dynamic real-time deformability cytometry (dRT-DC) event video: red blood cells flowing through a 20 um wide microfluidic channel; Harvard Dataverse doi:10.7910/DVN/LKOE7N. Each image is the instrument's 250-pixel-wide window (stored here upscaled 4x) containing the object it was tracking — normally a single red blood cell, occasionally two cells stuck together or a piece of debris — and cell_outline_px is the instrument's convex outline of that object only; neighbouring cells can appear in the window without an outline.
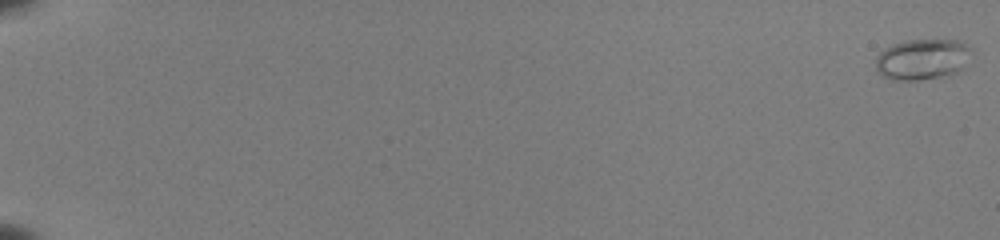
{"species": "common noctule bat (a hibernating species)", "species_latin": "Nyctalus noctula", "temperature_condition": "room temperature", "stored_images_in_passage": 55, "camera_frame_rate_fps": 3000, "um_per_image_px": 0.085, "animal": {"sex": "female", "body_mass_g": 22.0, "forearm_length_mm": 56.7}, "frame": {"image": 1, "passage_image": 1, "time_ms": 0.0, "image_size_px": [1000, 240], "cell_outline_px": [[972, 48], [960, 68], [956, 72], [948, 76], [920, 80], [888, 80], [876, 72], [876, 56], [884, 48], [892, 44], [904, 40], [956, 40]], "centroid_in_image_um": [78.3, 5.05], "position_along_channel_um": 6.7, "area_um2": 22.77}}
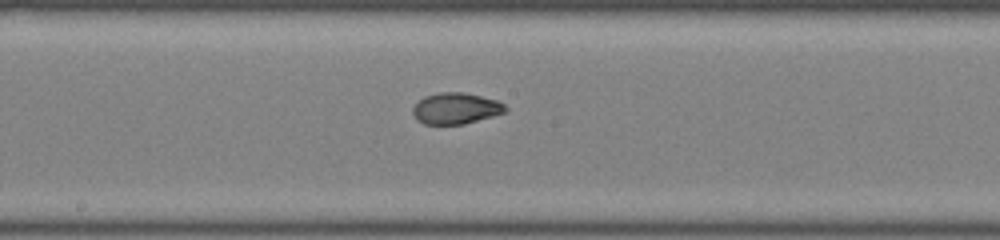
{"frame": {"image": 2, "passage_image": 33, "time_ms": 10.667, "image_size_px": [1000, 240], "cell_outline_px": [[508, 108], [504, 112], [492, 116], [464, 124], [424, 124], [416, 120], [412, 112], [412, 108], [424, 96], [440, 92], [464, 92], [496, 100], [504, 104]], "centroid_in_image_um": [38.72, 9.21], "position_along_channel_um": 209.5, "area_um2": 16.76}}
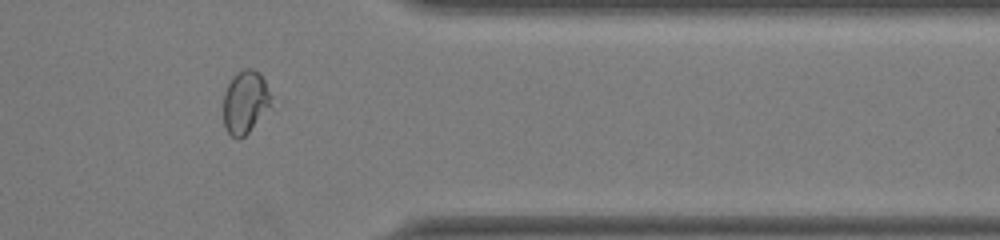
{"frame": {"image": 3, "passage_image": 47, "time_ms": 15.333, "image_size_px": [1000, 240], "cell_outline_px": [[272, 96], [268, 104], [248, 132], [240, 140], [236, 140], [228, 132], [224, 124], [224, 92], [232, 76], [236, 72], [244, 68], [252, 68], [260, 72]], "centroid_in_image_um": [20.8, 8.63], "position_along_channel_um": 390.6, "area_um2": 17.11}, "authors_computed_cell_mechanics": {"area_um2": 17.8024, "velocity_mm_per_s": 3.983, "shape_relaxation_time_tau1_ms": null, "shape_relaxation_time_tau2_ms": 0.9827, "deformation_change_tau1": null, "deformation_change_tau2": 0.0485}}